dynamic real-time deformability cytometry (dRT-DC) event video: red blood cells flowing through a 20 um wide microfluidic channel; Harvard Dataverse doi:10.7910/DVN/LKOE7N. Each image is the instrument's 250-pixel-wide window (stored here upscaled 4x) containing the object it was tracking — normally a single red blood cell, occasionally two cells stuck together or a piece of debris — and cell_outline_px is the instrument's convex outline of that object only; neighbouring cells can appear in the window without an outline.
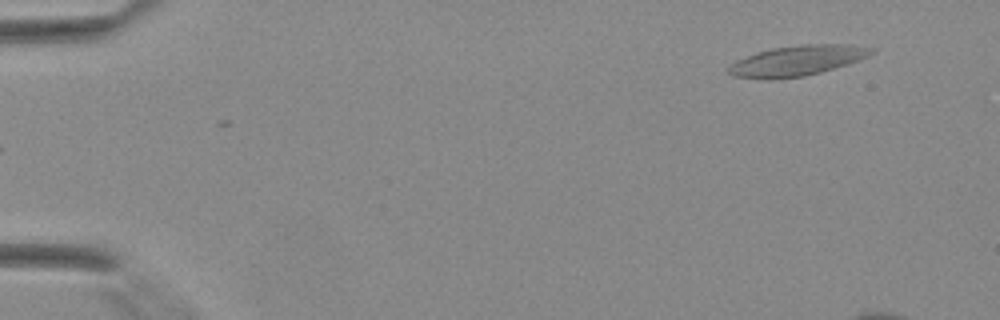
{"species": "Egyptian fruit bat (a non-hibernating species)", "species_latin": "Rousettus aegyptiacus", "temperature_condition": "warm", "stored_images_in_passage": 2, "camera_frame_rate_fps": 3000, "um_per_image_px": 0.085, "animal": {"sex": "female"}, "frame": {"image": 1, "passage_image": 2, "time_ms": 0.333, "image_size_px": [1000, 320], "cell_outline_px": [[876, 52], [868, 56], [848, 64], [820, 72], [804, 76], [772, 80], [736, 76], [728, 72], [728, 68], [732, 64], [756, 52], [772, 48], [804, 44], [848, 44], [876, 48]], "centroid_in_image_um": [67.83, 5.15], "position_along_channel_um": 17.2, "area_um2": 25.03}}